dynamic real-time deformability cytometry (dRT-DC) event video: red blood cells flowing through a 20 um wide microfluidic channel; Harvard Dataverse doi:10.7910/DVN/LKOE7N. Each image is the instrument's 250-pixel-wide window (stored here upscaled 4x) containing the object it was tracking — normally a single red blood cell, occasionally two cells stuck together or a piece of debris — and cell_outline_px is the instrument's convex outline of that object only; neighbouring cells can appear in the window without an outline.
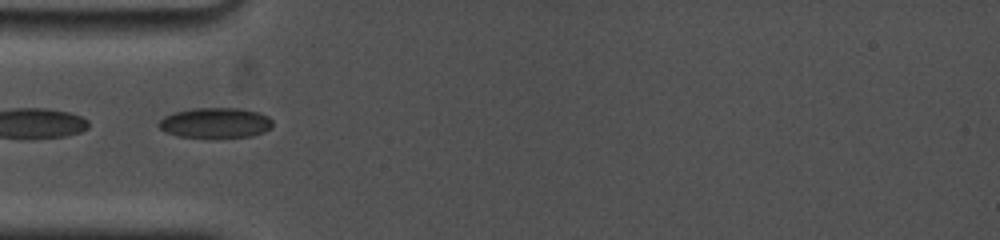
{"species": "common noctule bat (a hibernating species)", "species_latin": "Nyctalus noctula", "temperature_condition": "cold", "stored_images_in_passage": 6, "camera_frame_rate_fps": 5000, "um_per_image_px": 0.085, "animal": {"sex": "female", "body_mass_g": 19.0, "forearm_length_mm": 53.3}, "frame": {"image": 1, "passage_image": 1, "time_ms": 0.0, "image_size_px": [1000, 240], "cell_outline_px": [[272, 128], [264, 132], [252, 136], [176, 136], [164, 132], [156, 124], [164, 116], [176, 112], [192, 108], [240, 108], [260, 112], [268, 116], [272, 120]], "centroid_in_image_um": [18.32, 10.42], "position_along_channel_um": 66.7, "area_um2": 19.94}}
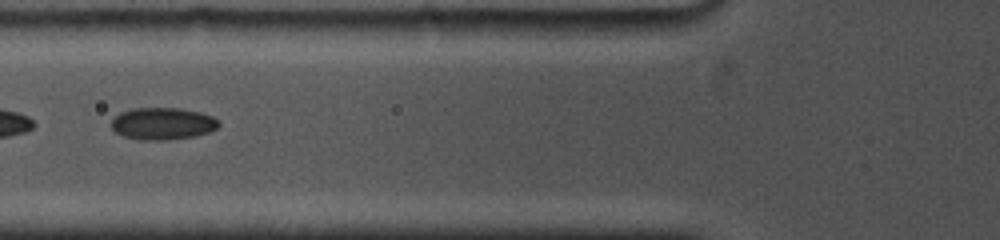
{"frame": {"image": 2, "passage_image": 2, "time_ms": 1.2, "image_size_px": [1000, 240], "cell_outline_px": [[220, 124], [216, 128], [208, 132], [196, 136], [168, 140], [140, 140], [124, 136], [116, 132], [112, 128], [112, 120], [120, 112], [132, 108], [180, 108], [200, 112], [212, 116]], "centroid_in_image_um": [13.82, 10.51], "position_along_channel_um": 112.0, "area_um2": 20.06}}
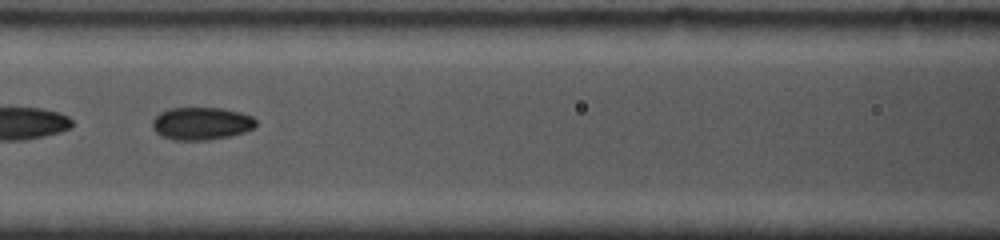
{"frame": {"image": 3, "passage_image": 3, "time_ms": 2.2, "image_size_px": [1000, 240], "cell_outline_px": [[256, 124], [252, 128], [244, 132], [228, 136], [208, 140], [172, 140], [160, 136], [152, 128], [152, 120], [160, 112], [168, 108], [224, 108], [240, 112], [252, 116], [256, 120]], "centroid_in_image_um": [17.08, 10.49], "position_along_channel_um": 149.5, "area_um2": 19.83}}